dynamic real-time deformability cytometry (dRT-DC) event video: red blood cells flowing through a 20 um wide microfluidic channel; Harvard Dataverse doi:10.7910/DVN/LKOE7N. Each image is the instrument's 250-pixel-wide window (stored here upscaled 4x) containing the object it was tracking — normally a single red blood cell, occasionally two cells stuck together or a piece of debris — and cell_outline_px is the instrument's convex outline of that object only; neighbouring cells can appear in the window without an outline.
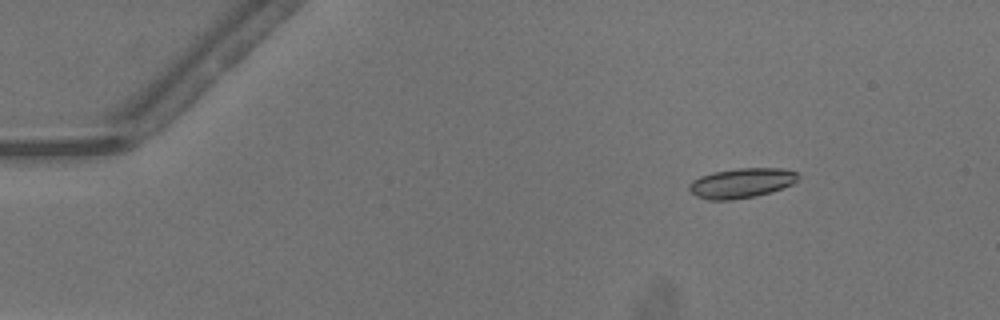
{"species": "common noctule bat (a hibernating species)", "species_latin": "Nyctalus noctula", "temperature_condition": "warm", "stored_images_in_passage": 11, "camera_frame_rate_fps": 3000, "um_per_image_px": 0.085, "animal": {"sex": "male", "body_mass_g": 13.3}, "frame": {"image": 1, "passage_image": 2, "time_ms": 0.333, "image_size_px": [1000, 320], "cell_outline_px": [[800, 176], [792, 184], [772, 192], [756, 196], [732, 200], [708, 200], [696, 196], [688, 188], [688, 184], [692, 180], [700, 176], [712, 172], [740, 168], [784, 168], [796, 172]], "centroid_in_image_um": [63.01, 15.56], "position_along_channel_um": 22.0, "area_um2": 19.07}}